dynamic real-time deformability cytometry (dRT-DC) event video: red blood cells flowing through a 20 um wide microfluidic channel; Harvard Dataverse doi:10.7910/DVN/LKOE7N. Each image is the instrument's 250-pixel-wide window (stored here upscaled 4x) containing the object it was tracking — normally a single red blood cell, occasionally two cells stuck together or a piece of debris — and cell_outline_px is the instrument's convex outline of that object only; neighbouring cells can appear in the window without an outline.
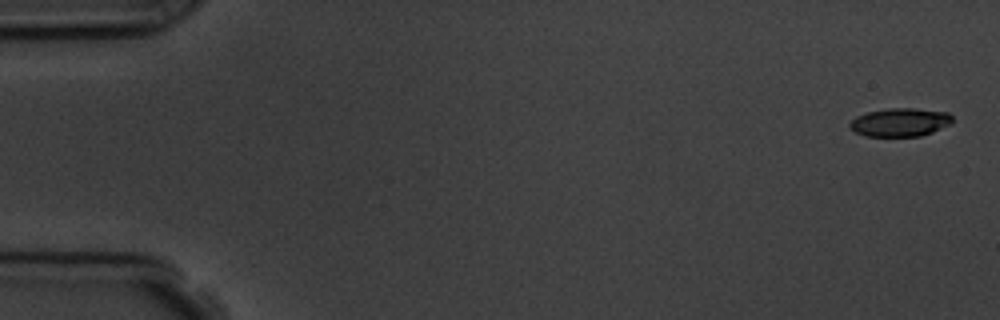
{"species": "common noctule bat (a hibernating species)", "species_latin": "Nyctalus noctula", "temperature_condition": "room temperature", "stored_images_in_passage": 5, "camera_frame_rate_fps": 3000, "um_per_image_px": 0.085, "animal": {"sex": "male", "body_mass_g": 19.5, "forearm_length_mm": 54.6}, "frame": {"image": 1, "passage_image": 1, "time_ms": 0.0, "image_size_px": [1000, 320], "cell_outline_px": [[952, 124], [932, 132], [920, 136], [864, 136], [848, 128], [848, 124], [856, 116], [868, 112], [888, 108], [916, 108], [948, 112], [952, 116]], "centroid_in_image_um": [76.51, 10.39], "position_along_channel_um": 8.5, "area_um2": 17.11}}